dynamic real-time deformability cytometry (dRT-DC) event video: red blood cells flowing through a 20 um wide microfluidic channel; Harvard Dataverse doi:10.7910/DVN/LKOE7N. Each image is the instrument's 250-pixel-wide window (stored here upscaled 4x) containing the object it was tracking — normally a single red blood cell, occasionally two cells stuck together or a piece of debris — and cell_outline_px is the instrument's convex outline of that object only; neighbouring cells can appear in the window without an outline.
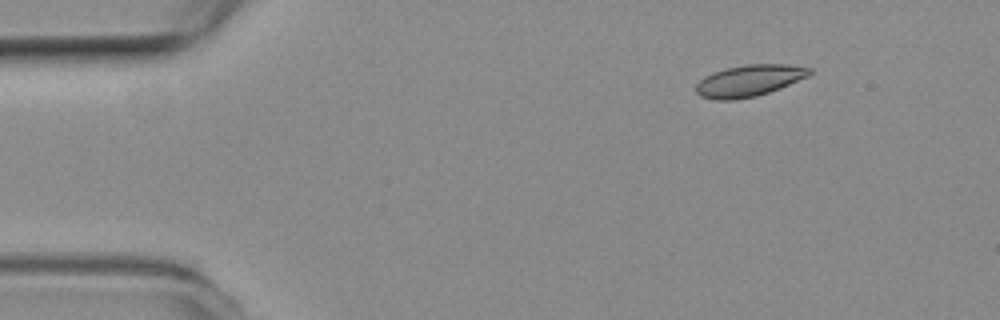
{"species": "common noctule bat (a hibernating species)", "species_latin": "Nyctalus noctula", "temperature_condition": "room temperature", "stored_images_in_passage": 8, "camera_frame_rate_fps": 3000, "um_per_image_px": 0.085, "animal": {"sex": "female", "body_mass_g": 19.3, "forearm_length_mm": 54.1}, "frame": {"image": 1, "passage_image": 2, "time_ms": 0.333, "image_size_px": [1000, 320], "cell_outline_px": [[812, 72], [808, 76], [780, 88], [756, 96], [732, 100], [716, 100], [700, 96], [696, 92], [696, 84], [704, 76], [712, 72], [728, 68], [748, 64], [788, 64], [812, 68]], "centroid_in_image_um": [63.67, 6.85], "position_along_channel_um": 21.3, "area_um2": 20.81}}
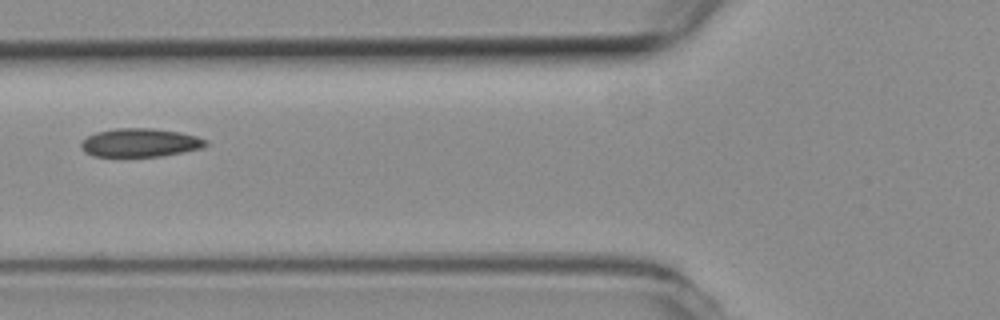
{"frame": {"image": 2, "passage_image": 6, "time_ms": 1.667, "image_size_px": [1000, 320], "cell_outline_px": [[208, 144], [200, 148], [184, 152], [164, 156], [92, 156], [84, 152], [80, 148], [80, 144], [88, 136], [96, 132], [116, 128], [152, 128], [180, 132], [196, 136], [208, 140]], "centroid_in_image_um": [11.91, 12.13], "position_along_channel_um": 113.9, "area_um2": 20.75}}
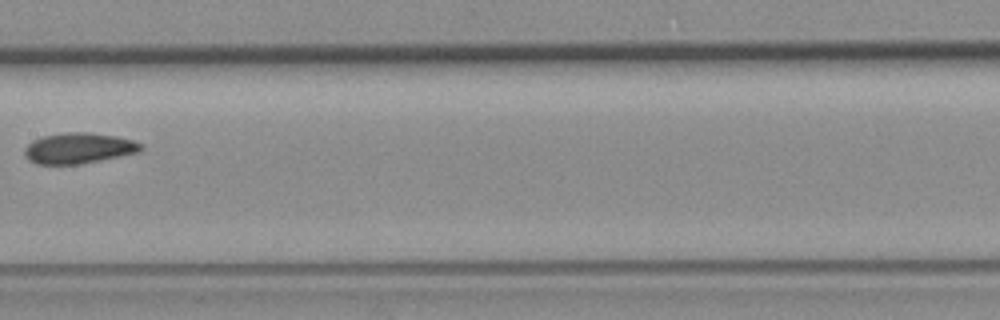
{"frame": {"image": 3, "passage_image": 8, "time_ms": 2.333, "image_size_px": [1000, 320], "cell_outline_px": [[144, 148], [140, 152], [80, 164], [36, 164], [28, 160], [24, 156], [24, 148], [32, 140], [44, 136], [68, 132], [88, 132], [116, 136], [132, 140], [144, 144]], "centroid_in_image_um": [6.69, 12.6], "position_along_channel_um": 200.7, "area_um2": 20.92}}